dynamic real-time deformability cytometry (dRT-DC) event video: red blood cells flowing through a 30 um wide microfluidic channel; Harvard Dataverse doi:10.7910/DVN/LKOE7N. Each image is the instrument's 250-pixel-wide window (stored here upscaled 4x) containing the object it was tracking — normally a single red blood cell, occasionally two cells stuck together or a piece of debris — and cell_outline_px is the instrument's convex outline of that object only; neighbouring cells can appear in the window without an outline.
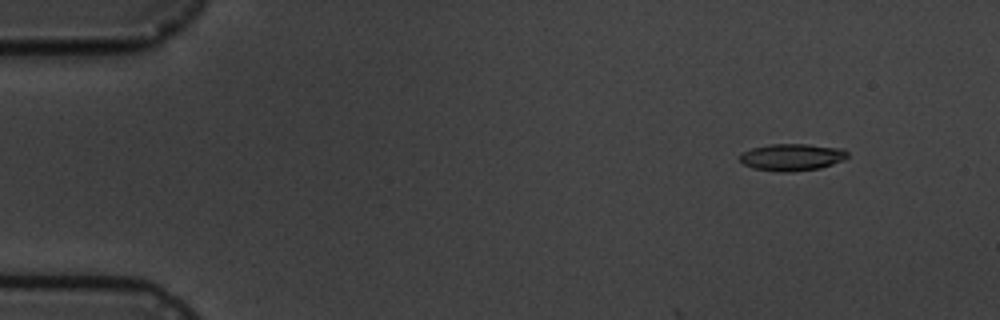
{"species": "common noctule bat (a hibernating species)", "species_latin": "Nyctalus noctula", "temperature_condition": "cold", "stored_images_in_passage": 6, "camera_frame_rate_fps": 3000, "um_per_image_px": 0.085, "animal": {"sex": "male", "body_mass_g": 19.5, "forearm_length_mm": 54.6}, "frame": {"image": 1, "passage_image": 2, "time_ms": 1.333, "image_size_px": [1000, 320], "cell_outline_px": [[848, 156], [844, 160], [820, 168], [792, 172], [780, 172], [752, 168], [744, 164], [736, 156], [752, 148], [768, 144], [808, 144], [844, 148], [848, 152]], "centroid_in_image_um": [67.32, 13.35], "position_along_channel_um": 17.7, "area_um2": 17.17}}
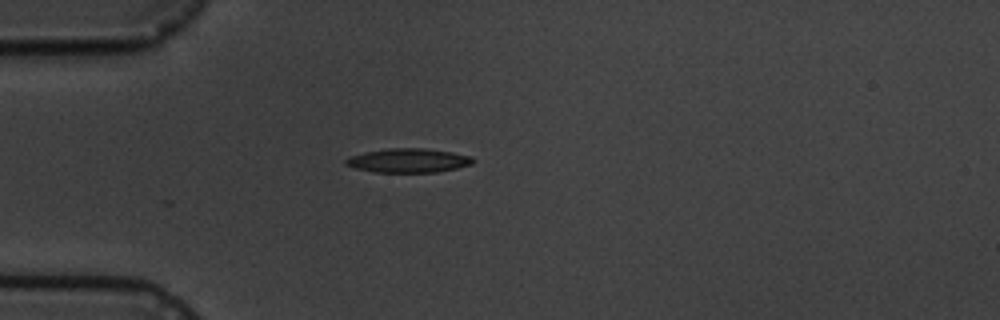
{"frame": {"image": 2, "passage_image": 5, "time_ms": 4.667, "image_size_px": [1000, 320], "cell_outline_px": [[476, 160], [472, 164], [456, 168], [436, 172], [372, 172], [356, 168], [344, 164], [344, 160], [348, 156], [364, 152], [388, 148], [424, 148], [452, 152], [472, 156]], "centroid_in_image_um": [34.69, 13.64], "position_along_channel_um": 50.3, "area_um2": 17.98}}